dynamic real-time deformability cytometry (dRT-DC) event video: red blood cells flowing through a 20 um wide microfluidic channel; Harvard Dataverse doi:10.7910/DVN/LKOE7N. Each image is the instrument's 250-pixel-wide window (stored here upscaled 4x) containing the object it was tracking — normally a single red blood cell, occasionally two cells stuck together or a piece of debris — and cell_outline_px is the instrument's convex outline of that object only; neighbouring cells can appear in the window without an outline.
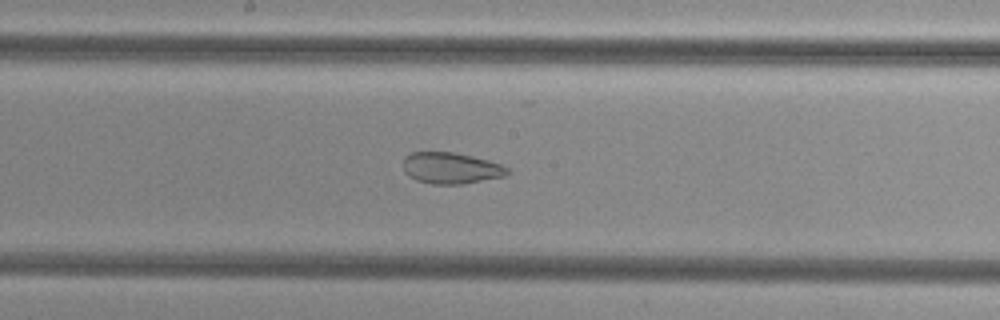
{"species": "common noctule bat (a hibernating species)", "species_latin": "Nyctalus noctula", "temperature_condition": "cold", "stored_images_in_passage": 53, "camera_frame_rate_fps": 3000, "um_per_image_px": 0.085, "animal": {"sex": "female", "body_mass_g": 29.2, "forearm_length_mm": 56.3}, "frame": {"image": 1, "passage_image": 28, "time_ms": 9.0, "image_size_px": [1000, 320], "cell_outline_px": [[508, 172], [504, 176], [460, 184], [432, 184], [416, 180], [408, 176], [404, 172], [404, 156], [412, 152], [452, 152], [472, 156], [488, 160], [500, 164], [508, 168]], "centroid_in_image_um": [38.28, 14.28], "position_along_channel_um": 209.9, "area_um2": 18.84}}
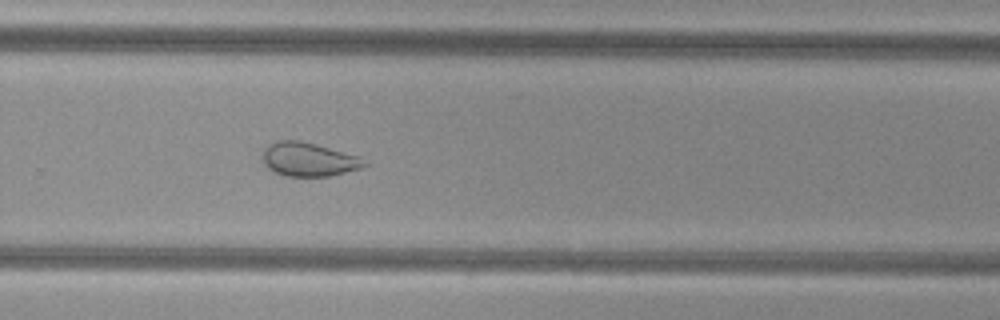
{"frame": {"image": 2, "passage_image": 35, "time_ms": 11.333, "image_size_px": [1000, 320], "cell_outline_px": [[368, 164], [364, 168], [328, 176], [284, 176], [268, 168], [260, 160], [264, 148], [268, 144], [280, 140], [300, 140], [316, 144], [360, 156]], "centroid_in_image_um": [26.22, 13.54], "position_along_channel_um": 303.6, "area_um2": 20.29}}
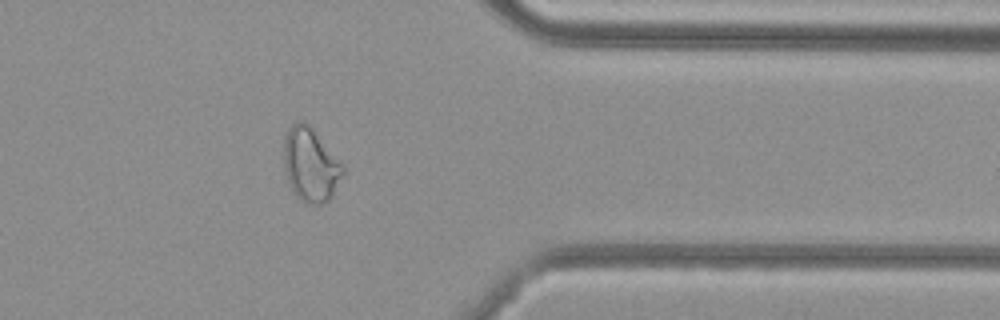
{"frame": {"image": 3, "passage_image": 42, "time_ms": 13.667, "image_size_px": [1000, 320], "cell_outline_px": [[344, 172], [332, 196], [324, 204], [304, 204], [292, 192], [284, 172], [284, 136], [288, 128], [296, 120], [304, 120], [312, 128], [344, 164]], "centroid_in_image_um": [26.38, 14.01], "position_along_channel_um": 385.0, "area_um2": 25.84}}